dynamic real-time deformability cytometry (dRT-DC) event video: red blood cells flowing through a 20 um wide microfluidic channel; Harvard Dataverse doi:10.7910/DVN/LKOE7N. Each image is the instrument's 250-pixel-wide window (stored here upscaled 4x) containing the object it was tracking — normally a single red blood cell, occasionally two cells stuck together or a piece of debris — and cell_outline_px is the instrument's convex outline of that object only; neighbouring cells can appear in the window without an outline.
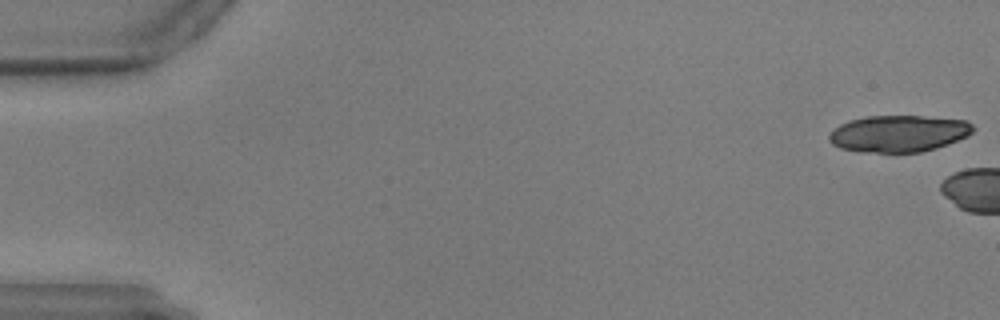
{"species": "common noctule bat (a hibernating species)", "species_latin": "Nyctalus noctula", "temperature_condition": "warm", "stored_images_in_passage": 6, "camera_frame_rate_fps": 3000, "um_per_image_px": 0.085, "animal": {"sex": "male", "body_mass_g": 17.9, "forearm_length_mm": 54.2}, "frame": {"image": 1, "passage_image": 1, "time_ms": 0.0, "image_size_px": [1000, 320], "cell_outline_px": [[976, 128], [968, 136], [948, 144], [936, 148], [920, 152], [860, 152], [840, 148], [832, 144], [828, 140], [828, 136], [840, 124], [848, 120], [868, 116], [924, 116], [968, 120]], "centroid_in_image_um": [76.41, 11.35], "position_along_channel_um": 8.6, "area_um2": 30.98}}